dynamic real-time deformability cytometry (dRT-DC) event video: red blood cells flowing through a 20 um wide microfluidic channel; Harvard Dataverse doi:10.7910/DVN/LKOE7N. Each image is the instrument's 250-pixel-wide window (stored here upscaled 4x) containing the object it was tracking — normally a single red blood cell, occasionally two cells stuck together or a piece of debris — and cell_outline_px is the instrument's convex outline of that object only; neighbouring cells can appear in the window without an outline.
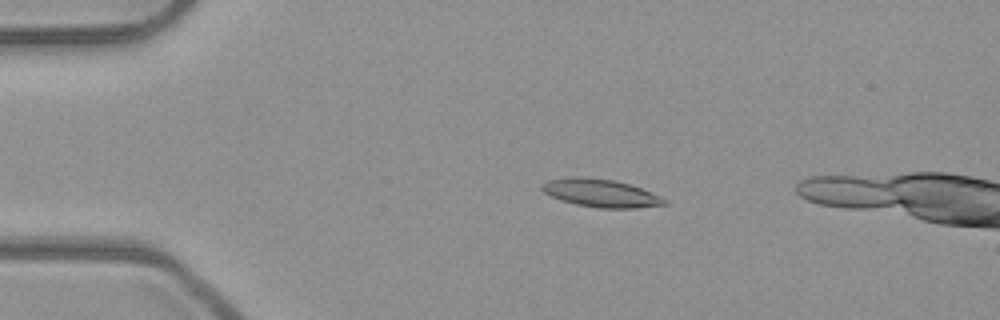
{"species": "common noctule bat (a hibernating species)", "species_latin": "Nyctalus noctula", "temperature_condition": "room temperature", "stored_images_in_passage": 4, "camera_frame_rate_fps": 3000, "um_per_image_px": 0.085, "animal": {"sex": "male", "body_mass_g": 23.1, "forearm_length_mm": 52.7}, "frame": {"image": 1, "passage_image": 3, "time_ms": 0.667, "image_size_px": [1000, 320], "cell_outline_px": [[668, 204], [636, 208], [600, 208], [576, 204], [560, 200], [544, 192], [540, 188], [548, 180], [572, 176], [580, 176], [612, 180], [628, 184], [652, 192], [668, 200]], "centroid_in_image_um": [51.08, 16.41], "position_along_channel_um": 33.9, "area_um2": 19.83}}